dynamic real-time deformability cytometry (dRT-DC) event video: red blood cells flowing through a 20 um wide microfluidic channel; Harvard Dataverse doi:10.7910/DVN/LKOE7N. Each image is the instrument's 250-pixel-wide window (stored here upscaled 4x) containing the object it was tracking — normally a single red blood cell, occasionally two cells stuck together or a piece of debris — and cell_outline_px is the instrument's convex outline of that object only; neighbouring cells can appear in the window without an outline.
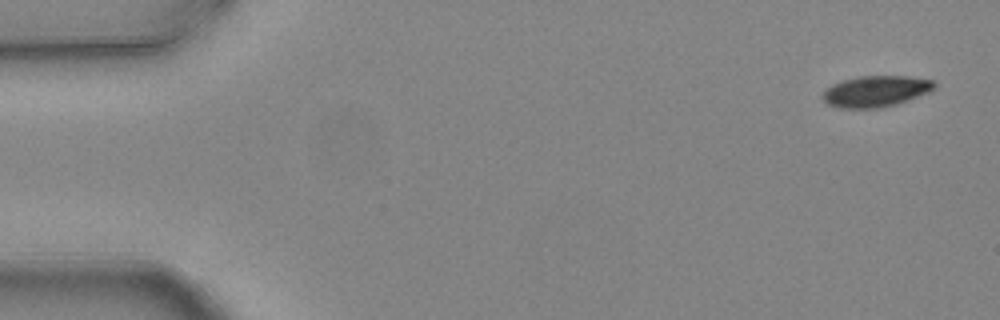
{"species": "common noctule bat (a hibernating species)", "species_latin": "Nyctalus noctula", "temperature_condition": "warm", "stored_images_in_passage": 8, "camera_frame_rate_fps": 3000, "um_per_image_px": 0.085, "animal": {"sex": "female", "body_mass_g": 24.6, "forearm_length_mm": 56.2}, "frame": {"image": 1, "passage_image": 1, "time_ms": 0.0, "image_size_px": [1000, 320], "cell_outline_px": [[936, 88], [928, 92], [896, 104], [880, 108], [840, 108], [828, 104], [820, 96], [832, 84], [844, 80], [860, 76], [908, 76], [932, 80], [936, 84]], "centroid_in_image_um": [74.44, 7.76], "position_along_channel_um": 10.6, "area_um2": 20.11}}
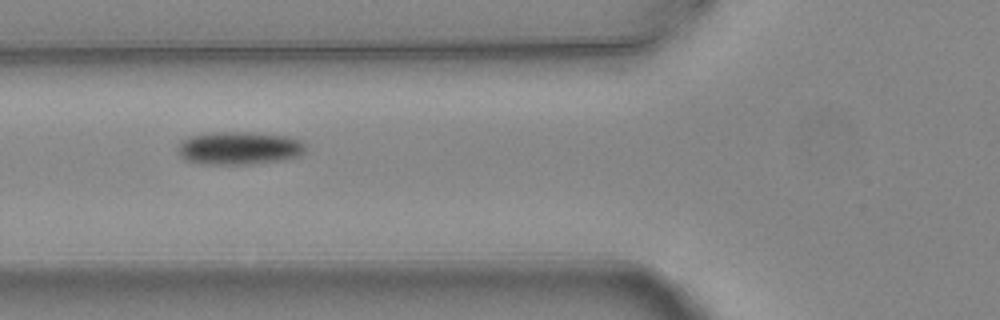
{"frame": {"image": 2, "passage_image": 6, "time_ms": 1.667, "image_size_px": [1000, 320], "cell_outline_px": [[304, 152], [300, 156], [280, 160], [252, 164], [200, 164], [184, 160], [176, 152], [176, 148], [180, 140], [188, 136], [212, 132], [252, 132], [288, 136], [304, 140]], "centroid_in_image_um": [20.28, 12.58], "position_along_channel_um": 105.5, "area_um2": 25.09}}
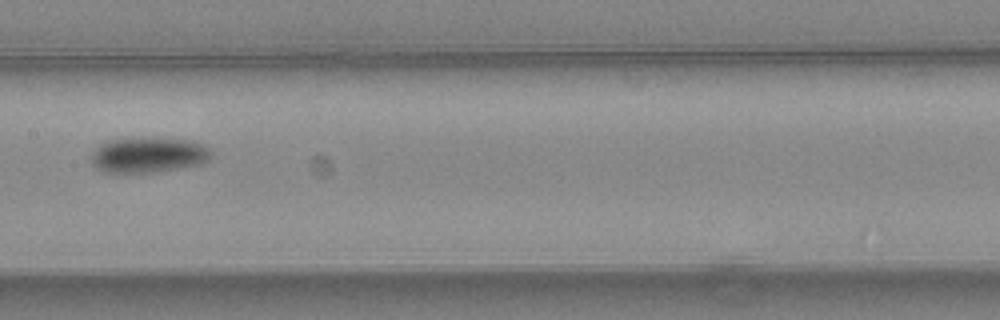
{"frame": {"image": 3, "passage_image": 8, "time_ms": 2.333, "image_size_px": [1000, 320], "cell_outline_px": [[212, 156], [208, 160], [200, 164], [156, 172], [116, 176], [104, 172], [96, 168], [92, 164], [92, 152], [100, 144], [108, 140], [144, 136], [152, 136], [192, 140], [204, 144], [212, 148]], "centroid_in_image_um": [12.6, 13.17], "position_along_channel_um": 194.8, "area_um2": 26.18}}